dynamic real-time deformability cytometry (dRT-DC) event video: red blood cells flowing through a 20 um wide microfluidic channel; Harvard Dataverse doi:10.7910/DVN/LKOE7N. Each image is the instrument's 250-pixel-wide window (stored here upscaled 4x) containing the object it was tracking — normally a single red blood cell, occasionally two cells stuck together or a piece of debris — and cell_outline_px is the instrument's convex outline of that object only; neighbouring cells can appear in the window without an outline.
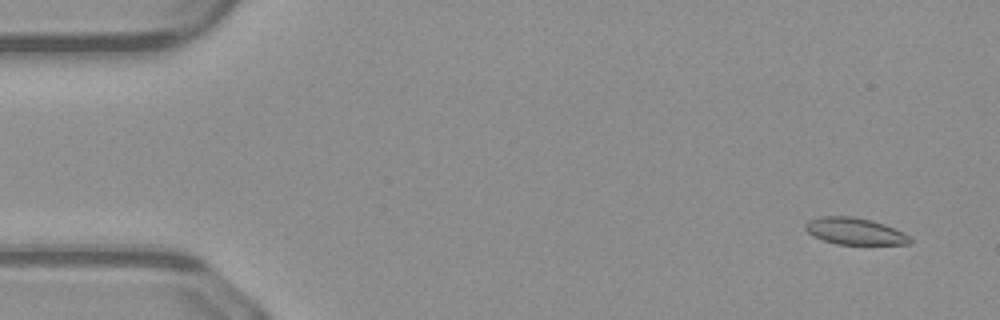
{"species": "common noctule bat (a hibernating species)", "species_latin": "Nyctalus noctula", "temperature_condition": "warm", "stored_images_in_passage": 50, "camera_frame_rate_fps": 3000, "um_per_image_px": 0.085, "animal": {"sex": "male", "body_mass_g": 23.1, "forearm_length_mm": 52.7}, "frame": {"image": 1, "passage_image": 3, "time_ms": 0.667, "image_size_px": [1000, 320], "cell_outline_px": [[912, 240], [908, 244], [836, 244], [824, 240], [808, 232], [804, 228], [804, 224], [808, 220], [820, 216], [852, 216], [872, 220], [884, 224], [904, 232]], "centroid_in_image_um": [72.64, 19.64], "position_along_channel_um": 12.4, "area_um2": 16.24}}
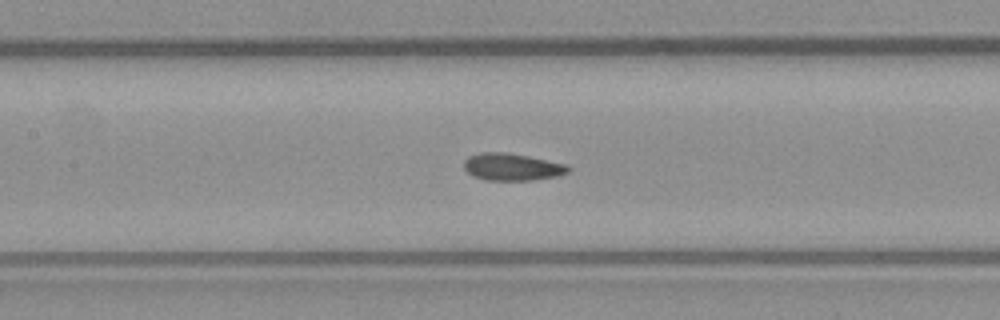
{"frame": {"image": 2, "passage_image": 23, "time_ms": 7.333, "image_size_px": [1000, 320], "cell_outline_px": [[572, 168], [568, 172], [556, 176], [532, 180], [484, 180], [472, 176], [464, 168], [464, 160], [468, 156], [480, 152], [508, 152], [568, 164]], "centroid_in_image_um": [43.52, 14.18], "position_along_channel_um": 163.9, "area_um2": 16.7}}
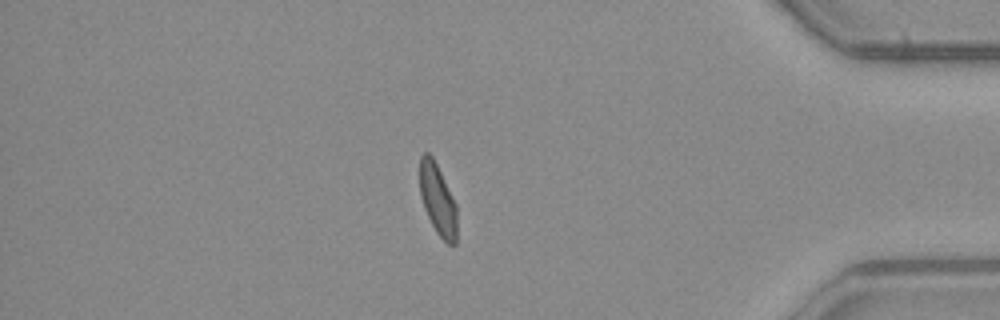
{"frame": {"image": 3, "passage_image": 43, "time_ms": 14.0, "image_size_px": [1000, 320], "cell_outline_px": [[456, 244], [448, 244], [436, 232], [424, 208], [420, 196], [420, 156], [424, 152], [428, 152], [432, 156], [456, 204]], "centroid_in_image_um": [37.19, 16.96], "position_along_channel_um": 398.0, "area_um2": 15.14}, "authors_computed_cell_mechanics": {"area_um2": 16.2996, "velocity_mm_per_s": 4.0991, "shape_relaxation_time_tau1_ms": 7.1599, "shape_relaxation_time_tau2_ms": 0.9383, "deformation_change_tau1": 0.1532, "deformation_change_tau2": 0.0588}}